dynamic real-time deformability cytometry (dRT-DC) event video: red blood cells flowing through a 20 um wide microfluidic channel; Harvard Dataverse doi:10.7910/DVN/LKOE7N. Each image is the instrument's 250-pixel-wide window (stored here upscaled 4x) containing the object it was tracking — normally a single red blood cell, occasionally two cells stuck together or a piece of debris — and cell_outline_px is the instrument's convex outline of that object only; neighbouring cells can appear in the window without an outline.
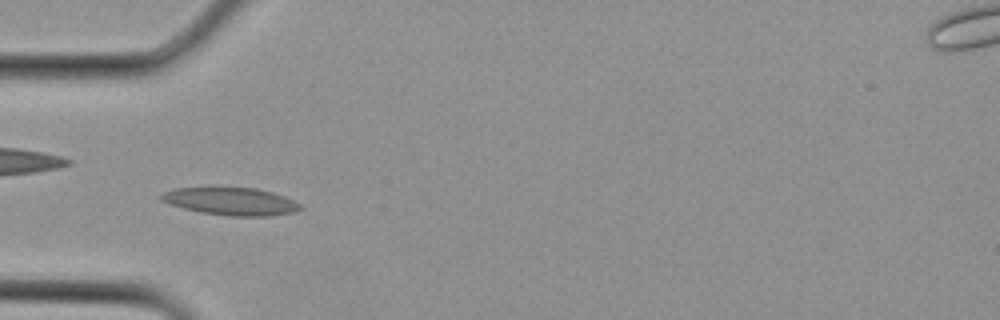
{"species": "Egyptian fruit bat (a non-hibernating species)", "species_latin": "Rousettus aegyptiacus", "temperature_condition": "cold", "stored_images_in_passage": 29, "camera_frame_rate_fps": 3000, "um_per_image_px": 0.085, "animal": {"sex": "female"}, "frame": {"image": 1, "passage_image": 8, "time_ms": 2.333, "image_size_px": [1000, 320], "cell_outline_px": [[304, 208], [296, 212], [268, 216], [228, 216], [200, 212], [168, 204], [160, 200], [160, 192], [176, 188], [256, 188], [272, 192], [284, 196], [300, 204]], "centroid_in_image_um": [19.62, 17.12], "position_along_channel_um": 65.4, "area_um2": 22.43}}
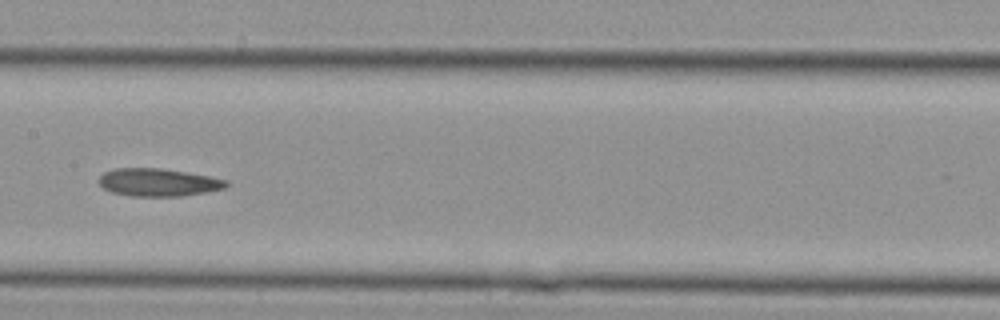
{"frame": {"image": 2, "passage_image": 14, "time_ms": 4.333, "image_size_px": [1000, 320], "cell_outline_px": [[228, 184], [224, 188], [184, 196], [132, 196], [112, 192], [104, 188], [96, 180], [104, 172], [112, 168], [160, 168], [188, 172], [228, 180]], "centroid_in_image_um": [13.42, 15.49], "position_along_channel_um": 194.0, "area_um2": 20.63}}
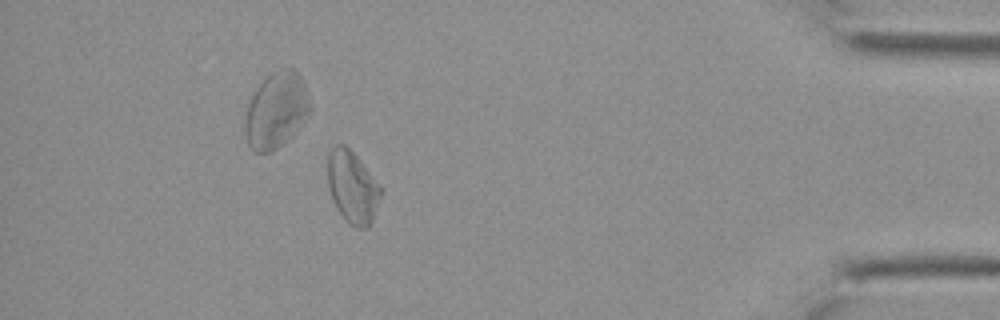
{"frame": {"image": 3, "passage_image": 26, "time_ms": 8.333, "image_size_px": [1000, 320], "cell_outline_px": [[380, 200], [372, 220], [368, 228], [356, 228], [348, 224], [336, 208], [332, 200], [328, 188], [328, 152], [336, 144], [344, 144], [360, 160], [380, 184]], "centroid_in_image_um": [29.94, 15.92], "position_along_channel_um": 405.3, "area_um2": 22.37}}